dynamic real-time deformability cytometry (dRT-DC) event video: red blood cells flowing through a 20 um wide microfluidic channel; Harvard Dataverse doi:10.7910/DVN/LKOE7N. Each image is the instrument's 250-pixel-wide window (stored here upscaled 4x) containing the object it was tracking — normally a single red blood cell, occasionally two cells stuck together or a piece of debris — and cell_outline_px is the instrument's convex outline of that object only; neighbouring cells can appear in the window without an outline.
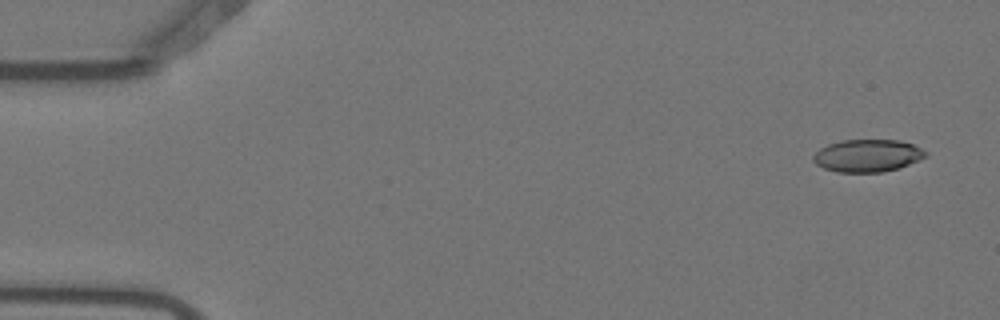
{"species": "Egyptian fruit bat (a non-hibernating species)", "species_latin": "Rousettus aegyptiacus", "temperature_condition": "warm", "stored_images_in_passage": 9, "camera_frame_rate_fps": 3000, "um_per_image_px": 0.085, "animal": {"sex": "female"}, "frame": {"image": 1, "passage_image": 1, "time_ms": 0.0, "image_size_px": [1000, 320], "cell_outline_px": [[928, 156], [900, 168], [880, 172], [836, 172], [824, 168], [816, 164], [812, 160], [812, 156], [820, 148], [828, 144], [844, 140], [896, 140], [912, 144], [928, 152]], "centroid_in_image_um": [73.73, 13.23], "position_along_channel_um": 11.3, "area_um2": 21.27}}
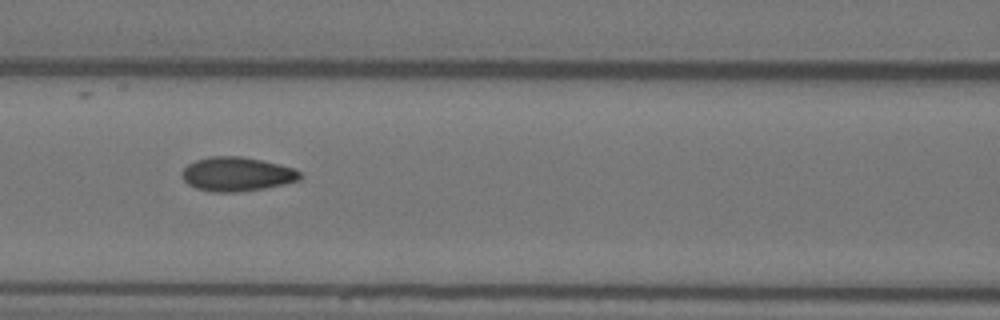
{"frame": {"image": 2, "passage_image": 6, "time_ms": 1.667, "image_size_px": [1000, 320], "cell_outline_px": [[304, 176], [300, 180], [284, 184], [264, 188], [240, 192], [212, 192], [196, 188], [188, 184], [184, 180], [180, 172], [188, 164], [196, 160], [208, 156], [240, 156], [280, 164], [292, 168], [300, 172]], "centroid_in_image_um": [20.13, 14.8], "position_along_channel_um": 146.5, "area_um2": 23.58}}
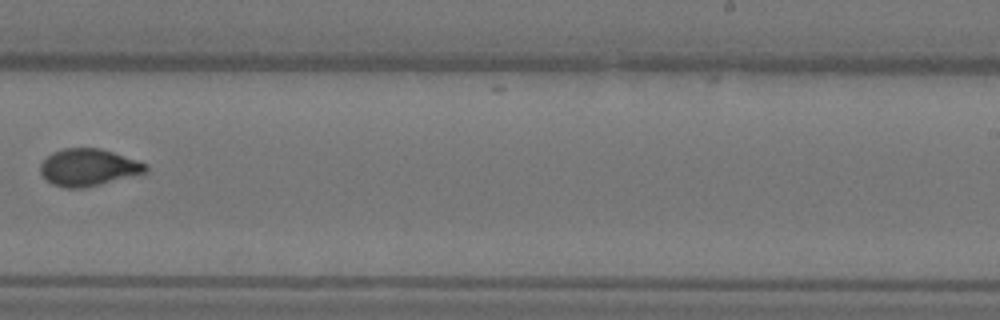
{"frame": {"image": 3, "passage_image": 9, "time_ms": 2.667, "image_size_px": [1000, 320], "cell_outline_px": [[148, 172], [84, 188], [64, 188], [52, 184], [40, 172], [40, 164], [52, 152], [64, 148], [100, 148], [148, 164]], "centroid_in_image_um": [7.51, 14.23], "position_along_channel_um": 281.5, "area_um2": 22.66}}